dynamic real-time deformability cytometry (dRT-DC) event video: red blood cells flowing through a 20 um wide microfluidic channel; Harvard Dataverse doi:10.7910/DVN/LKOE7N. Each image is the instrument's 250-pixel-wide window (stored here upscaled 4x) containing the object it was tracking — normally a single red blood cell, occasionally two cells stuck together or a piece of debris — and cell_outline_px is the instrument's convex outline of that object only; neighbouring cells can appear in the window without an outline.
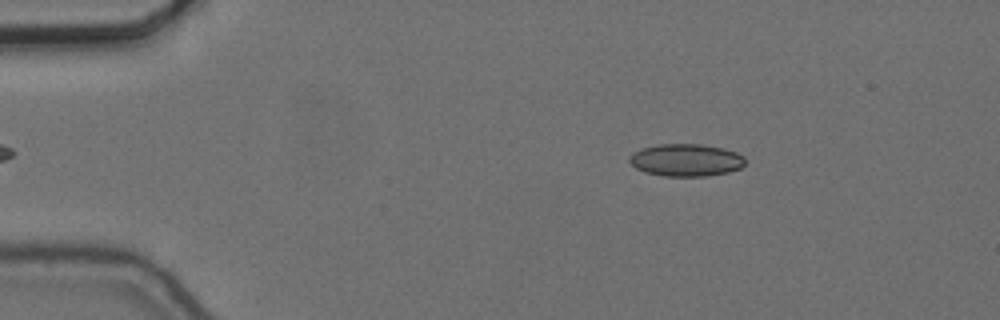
{"species": "common noctule bat (a hibernating species)", "species_latin": "Nyctalus noctula", "temperature_condition": "cold", "stored_images_in_passage": 7, "camera_frame_rate_fps": 3000, "um_per_image_px": 0.085, "animal": {"sex": "female", "body_mass_g": 24.6, "forearm_length_mm": 56.2}, "frame": {"image": 1, "passage_image": 4, "time_ms": 1.0, "image_size_px": [1000, 320], "cell_outline_px": [[744, 164], [740, 168], [728, 172], [708, 176], [664, 176], [644, 172], [636, 168], [628, 160], [628, 156], [632, 152], [644, 148], [660, 144], [700, 144], [720, 148], [736, 152], [744, 156]], "centroid_in_image_um": [58.28, 13.61], "position_along_channel_um": 26.7, "area_um2": 21.79}}